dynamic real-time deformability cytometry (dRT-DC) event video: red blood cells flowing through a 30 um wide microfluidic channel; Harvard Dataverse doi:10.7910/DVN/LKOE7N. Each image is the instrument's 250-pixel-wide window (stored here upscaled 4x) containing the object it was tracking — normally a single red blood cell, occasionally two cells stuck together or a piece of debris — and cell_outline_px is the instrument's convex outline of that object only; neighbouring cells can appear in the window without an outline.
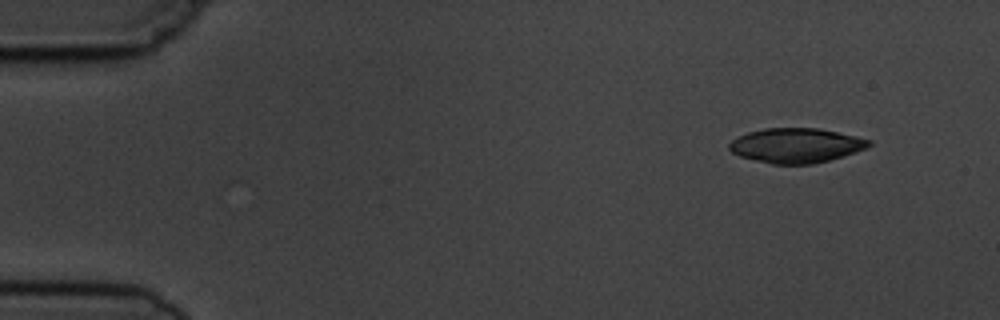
{"species": "common noctule bat (a hibernating species)", "species_latin": "Nyctalus noctula", "temperature_condition": "cold", "stored_images_in_passage": 3, "camera_frame_rate_fps": 3000, "um_per_image_px": 0.085, "animal": {"sex": "male", "body_mass_g": 19.5, "forearm_length_mm": 54.6}, "frame": {"image": 1, "passage_image": 3, "time_ms": 2.333, "image_size_px": [1000, 320], "cell_outline_px": [[872, 144], [868, 148], [856, 152], [828, 160], [812, 164], [772, 164], [740, 156], [732, 152], [728, 148], [728, 144], [732, 140], [748, 132], [764, 128], [820, 128], [856, 136], [872, 140]], "centroid_in_image_um": [67.69, 12.36], "position_along_channel_um": 17.3, "area_um2": 28.21}}